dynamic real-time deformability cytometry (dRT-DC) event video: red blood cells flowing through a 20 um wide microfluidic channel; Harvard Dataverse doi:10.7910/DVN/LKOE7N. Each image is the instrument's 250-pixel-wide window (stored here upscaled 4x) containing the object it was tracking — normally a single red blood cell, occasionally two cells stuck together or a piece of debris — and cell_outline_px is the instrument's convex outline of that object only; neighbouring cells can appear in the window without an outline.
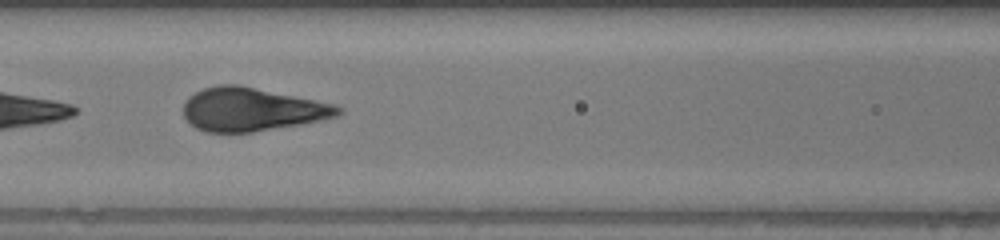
{"species": "human", "species_latin": "Homo sapiens", "temperature_condition": "warm", "stored_images_in_passage": 37, "camera_frame_rate_fps": 3000, "um_per_image_px": 0.085, "donor": {"sex": "female"}, "frame": {"image": 1, "passage_image": 22, "time_ms": 7.0, "image_size_px": [1000, 240], "cell_outline_px": [[344, 112], [336, 116], [296, 124], [252, 132], [204, 132], [196, 128], [184, 116], [184, 104], [188, 96], [204, 88], [220, 84], [236, 84], [332, 104], [344, 108]], "centroid_in_image_um": [21.34, 9.3], "position_along_channel_um": 145.3, "area_um2": 38.26}}